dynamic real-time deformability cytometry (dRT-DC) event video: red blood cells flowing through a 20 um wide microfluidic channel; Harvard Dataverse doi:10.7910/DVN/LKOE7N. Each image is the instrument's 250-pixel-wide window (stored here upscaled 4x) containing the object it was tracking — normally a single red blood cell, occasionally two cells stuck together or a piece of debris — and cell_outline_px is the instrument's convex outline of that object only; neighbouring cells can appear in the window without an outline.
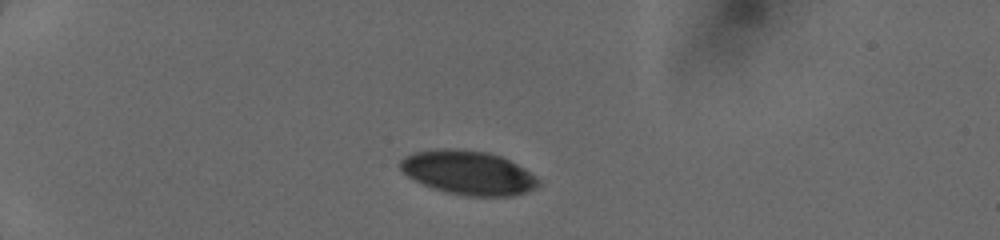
{"species": "human", "species_latin": "Homo sapiens", "temperature_condition": "cold", "stored_images_in_passage": 38, "camera_frame_rate_fps": 3000, "um_per_image_px": 0.085, "donor": {"sex": "female"}, "frame": {"image": 1, "passage_image": 1, "time_ms": 0.0, "image_size_px": [1000, 240], "cell_outline_px": [[540, 184], [536, 188], [528, 192], [512, 196], [468, 196], [444, 192], [432, 188], [400, 172], [396, 164], [404, 156], [412, 152], [444, 148], [448, 148], [488, 152], [500, 156], [524, 168], [536, 176], [540, 180]], "centroid_in_image_um": [39.77, 14.68], "position_along_channel_um": 45.2, "area_um2": 35.72}}
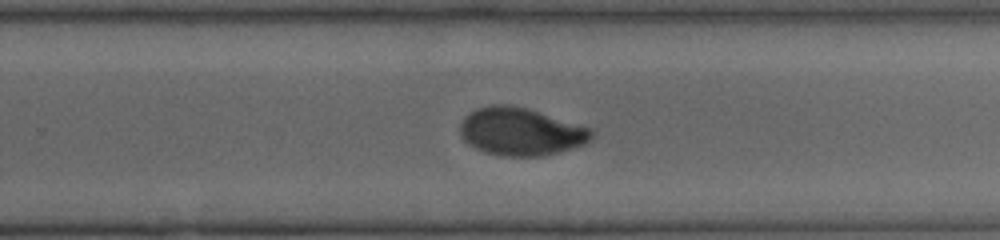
{"frame": {"image": 2, "passage_image": 24, "time_ms": 7.0, "image_size_px": [1000, 240], "cell_outline_px": [[592, 140], [584, 144], [560, 152], [544, 156], [504, 156], [484, 152], [468, 144], [460, 136], [460, 124], [476, 108], [492, 104], [508, 104], [524, 108], [588, 128], [592, 132]], "centroid_in_image_um": [44.23, 11.21], "position_along_channel_um": 285.6, "area_um2": 35.95}}
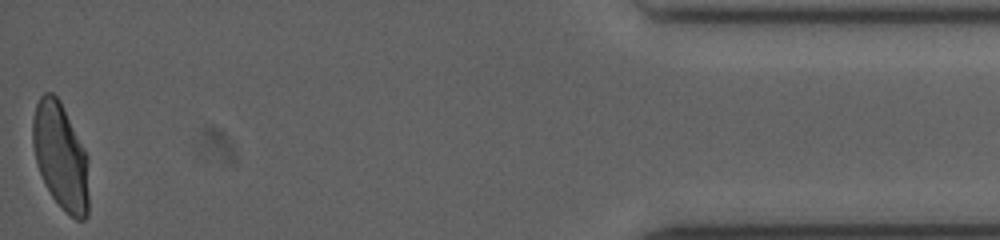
{"frame": {"image": 3, "passage_image": 38, "time_ms": 12.0, "image_size_px": [1000, 240], "cell_outline_px": [[88, 216], [84, 220], [76, 220], [64, 212], [52, 196], [44, 184], [36, 164], [32, 144], [32, 120], [36, 104], [40, 96], [44, 92], [52, 92], [60, 100], [88, 156]], "centroid_in_image_um": [5.14, 13.3], "position_along_channel_um": 430.1, "area_um2": 35.32}}